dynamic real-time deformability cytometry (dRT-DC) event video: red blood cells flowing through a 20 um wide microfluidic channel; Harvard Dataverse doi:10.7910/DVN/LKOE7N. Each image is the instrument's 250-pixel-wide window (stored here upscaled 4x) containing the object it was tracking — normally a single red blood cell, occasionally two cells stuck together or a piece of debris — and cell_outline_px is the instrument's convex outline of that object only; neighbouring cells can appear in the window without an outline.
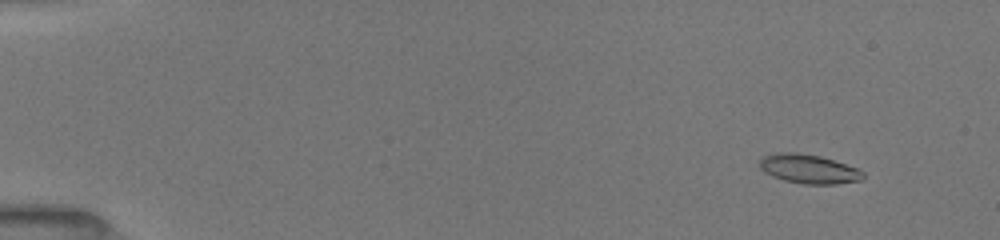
{"species": "common noctule bat (a hibernating species)", "species_latin": "Nyctalus noctula", "temperature_condition": "room temperature", "stored_images_in_passage": 52, "camera_frame_rate_fps": 3000, "um_per_image_px": 0.085, "animal": {"sex": "female", "body_mass_g": 19.5, "forearm_length_mm": 54.1}, "frame": {"image": 1, "passage_image": 5, "time_ms": 1.333, "image_size_px": [1000, 240], "cell_outline_px": [[864, 176], [860, 180], [836, 184], [804, 184], [784, 180], [772, 176], [764, 172], [760, 168], [760, 160], [764, 156], [776, 152], [796, 152], [820, 156], [856, 168], [864, 172]], "centroid_in_image_um": [68.71, 14.36], "position_along_channel_um": 16.3, "area_um2": 17.4}}
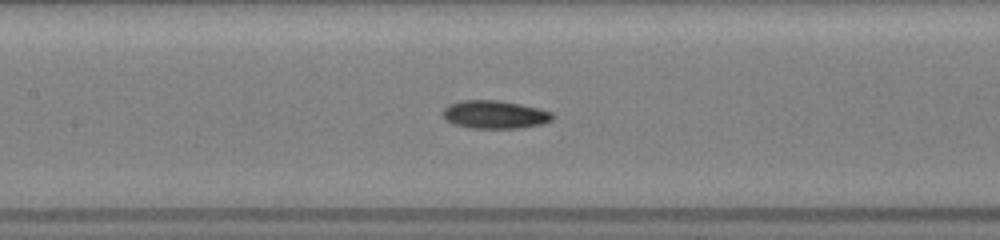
{"frame": {"image": 2, "passage_image": 26, "time_ms": 8.333, "image_size_px": [1000, 240], "cell_outline_px": [[556, 116], [552, 120], [540, 124], [520, 128], [468, 128], [452, 124], [444, 120], [440, 112], [448, 104], [460, 100], [496, 100], [520, 104], [540, 108], [552, 112]], "centroid_in_image_um": [42.0, 9.74], "position_along_channel_um": 165.4, "area_um2": 18.32}}
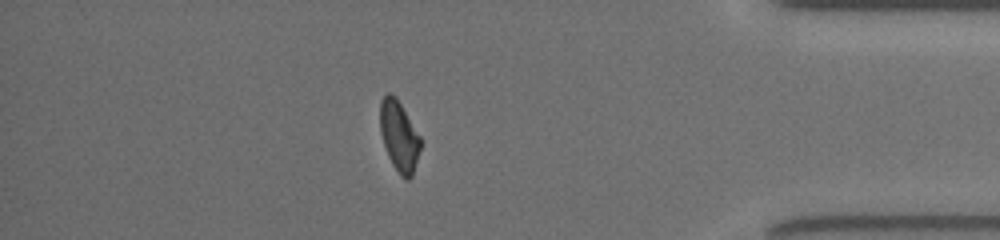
{"frame": {"image": 3, "passage_image": 46, "time_ms": 15.0, "image_size_px": [1000, 240], "cell_outline_px": [[420, 148], [412, 176], [408, 180], [404, 180], [400, 176], [392, 164], [388, 156], [380, 132], [380, 100], [388, 92], [396, 96], [420, 136]], "centroid_in_image_um": [33.91, 11.57], "position_along_channel_um": 401.3, "area_um2": 16.53}, "authors_computed_cell_mechanics": {"area_um2": 17.2244, "velocity_mm_per_s": 3.9939, "shape_relaxation_time_tau1_ms": 3.0729, "shape_relaxation_time_tau2_ms": null, "deformation_change_tau1": 0.1232, "deformation_change_tau2": null}}